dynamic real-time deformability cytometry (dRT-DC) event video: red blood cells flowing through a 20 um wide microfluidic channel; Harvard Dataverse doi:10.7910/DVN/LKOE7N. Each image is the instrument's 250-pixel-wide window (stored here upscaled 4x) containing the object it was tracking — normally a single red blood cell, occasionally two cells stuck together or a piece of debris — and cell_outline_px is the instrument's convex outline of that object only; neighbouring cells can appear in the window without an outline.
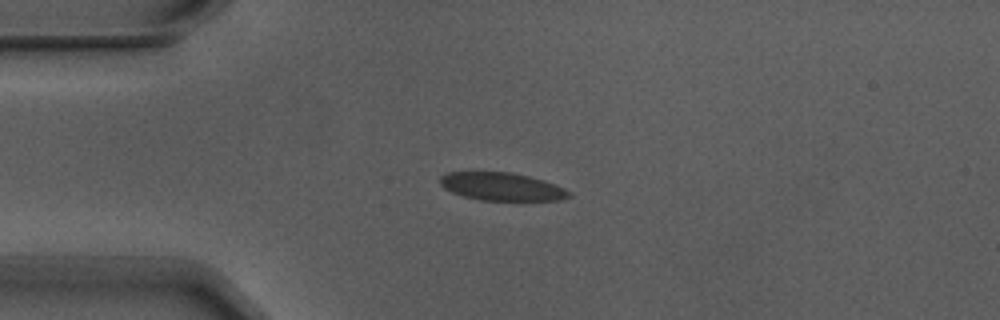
{"species": "Egyptian fruit bat (a non-hibernating species)", "species_latin": "Rousettus aegyptiacus", "temperature_condition": "warm", "stored_images_in_passage": 4, "camera_frame_rate_fps": 3000, "um_per_image_px": 0.085, "animal": {"sex": "male"}, "frame": {"image": 1, "passage_image": 3, "time_ms": 0.667, "image_size_px": [1000, 320], "cell_outline_px": [[572, 196], [560, 200], [480, 200], [464, 196], [452, 192], [444, 188], [440, 184], [440, 176], [448, 172], [508, 172], [528, 176], [544, 180], [564, 188], [572, 192]], "centroid_in_image_um": [42.66, 15.86], "position_along_channel_um": 42.3, "area_um2": 20.92}}